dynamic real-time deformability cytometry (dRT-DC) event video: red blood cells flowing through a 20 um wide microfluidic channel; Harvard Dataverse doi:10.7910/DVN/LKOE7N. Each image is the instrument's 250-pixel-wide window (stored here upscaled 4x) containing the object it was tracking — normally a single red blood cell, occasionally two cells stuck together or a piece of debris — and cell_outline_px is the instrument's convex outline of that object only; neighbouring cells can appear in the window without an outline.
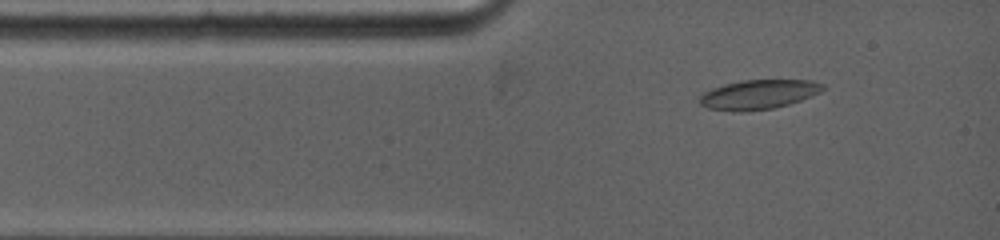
{"species": "common noctule bat (a hibernating species)", "species_latin": "Nyctalus noctula", "temperature_condition": "warm", "stored_images_in_passage": 30, "camera_frame_rate_fps": 5000, "um_per_image_px": 0.085, "animal": {"sex": "female", "body_mass_g": 19.0, "forearm_length_mm": 53.3}, "frame": {"image": 1, "passage_image": 4, "time_ms": 0.8, "image_size_px": [1000, 240], "cell_outline_px": [[824, 88], [820, 92], [800, 100], [788, 104], [772, 108], [708, 108], [700, 104], [700, 96], [704, 92], [712, 88], [724, 84], [740, 80], [812, 80], [824, 84]], "centroid_in_image_um": [64.54, 7.96], "position_along_channel_um": 20.5, "area_um2": 20.06}}
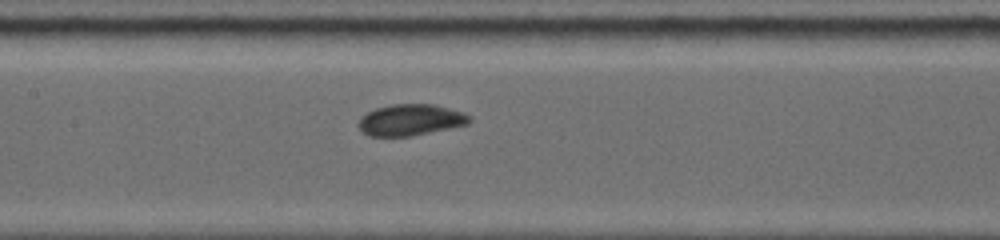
{"frame": {"image": 2, "passage_image": 19, "time_ms": 5.2, "image_size_px": [1000, 240], "cell_outline_px": [[472, 120], [468, 124], [408, 136], [372, 136], [364, 132], [360, 128], [360, 120], [368, 112], [376, 108], [392, 104], [436, 104], [472, 116]], "centroid_in_image_um": [34.93, 10.18], "position_along_channel_um": 172.5, "area_um2": 19.77}}
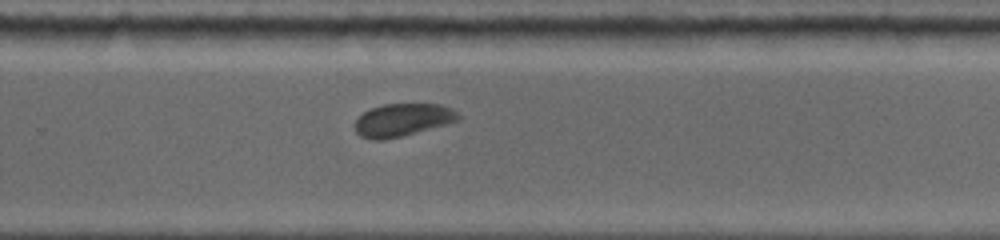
{"frame": {"image": 3, "passage_image": 30, "time_ms": 8.4, "image_size_px": [1000, 240], "cell_outline_px": [[548, 128], [544, 136], [540, 140], [524, 148], [512, 152], [484, 160], [464, 160], [452, 152], [448, 144], [532, 128]], "centroid_in_image_um": [42.23, 12.27], "position_along_channel_um": 287.6, "area_um2": 12.6}}